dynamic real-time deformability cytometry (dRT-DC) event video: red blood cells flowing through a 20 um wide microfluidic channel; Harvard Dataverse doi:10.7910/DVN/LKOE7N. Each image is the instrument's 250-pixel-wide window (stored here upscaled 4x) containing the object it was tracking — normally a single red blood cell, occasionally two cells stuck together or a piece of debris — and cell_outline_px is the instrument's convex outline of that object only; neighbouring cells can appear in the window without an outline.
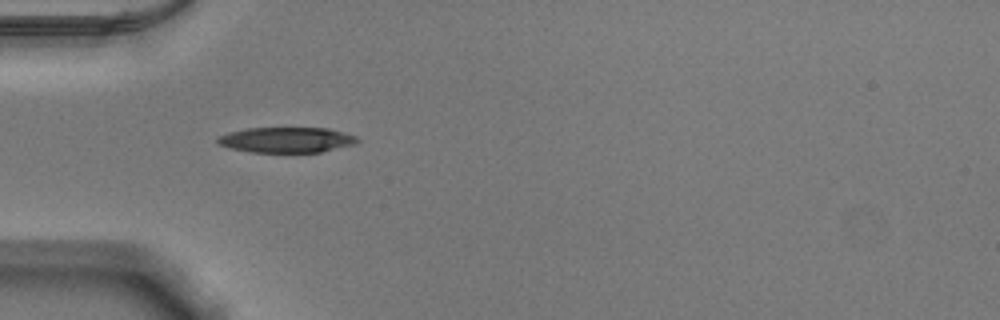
{"species": "Egyptian fruit bat (a non-hibernating species)", "species_latin": "Rousettus aegyptiacus", "temperature_condition": "warm", "stored_images_in_passage": 37, "camera_frame_rate_fps": 3000, "um_per_image_px": 0.085, "animal": {"sex": "male"}, "frame": {"image": 1, "passage_image": 1, "time_ms": 0.0, "image_size_px": [1000, 320], "cell_outline_px": [[360, 140], [352, 144], [320, 152], [252, 152], [232, 148], [216, 144], [216, 140], [220, 136], [228, 132], [248, 128], [328, 128], [356, 136]], "centroid_in_image_um": [24.32, 11.88], "position_along_channel_um": 60.7, "area_um2": 20.46}}
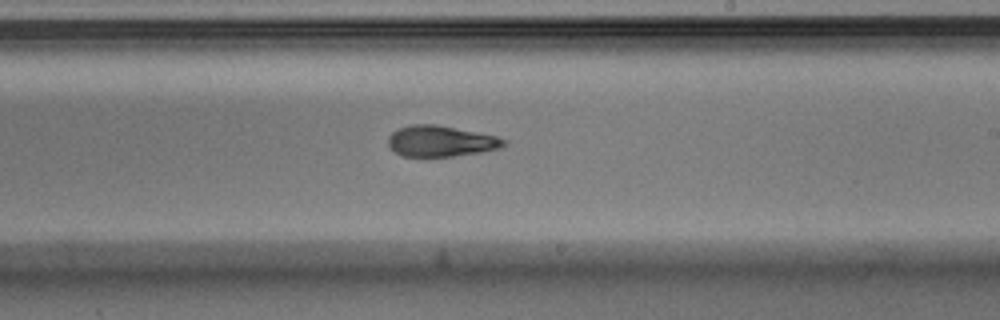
{"frame": {"image": 2, "passage_image": 16, "time_ms": 5.0, "image_size_px": [1000, 320], "cell_outline_px": [[508, 144], [500, 148], [480, 152], [452, 156], [404, 156], [396, 152], [388, 144], [388, 136], [392, 132], [400, 128], [412, 124], [436, 124], [496, 136], [508, 140]], "centroid_in_image_um": [37.49, 11.99], "position_along_channel_um": 251.5, "area_um2": 20.69}}
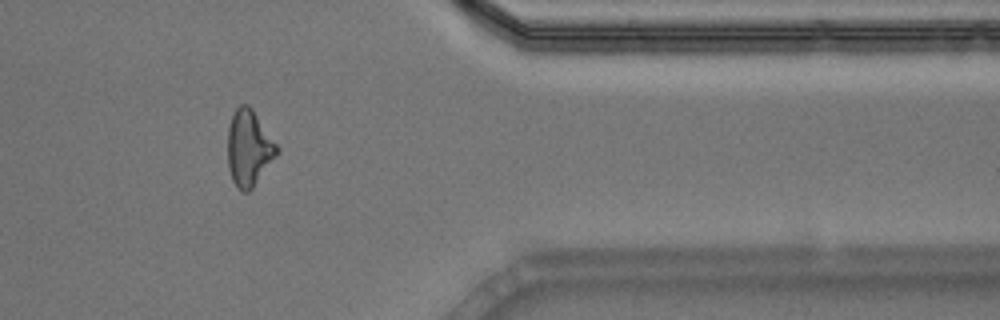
{"frame": {"image": 3, "passage_image": 28, "time_ms": 9.0, "image_size_px": [1000, 320], "cell_outline_px": [[280, 152], [252, 188], [248, 192], [244, 192], [236, 188], [232, 180], [228, 168], [228, 128], [232, 116], [236, 108], [240, 104], [248, 104], [252, 108], [280, 148]], "centroid_in_image_um": [21.17, 12.59], "position_along_channel_um": 390.2, "area_um2": 21.96}, "authors_computed_cell_mechanics": {"area_um2": 21.5016, "velocity_mm_per_s": 3.8734, "shape_relaxation_time_tau1_ms": 3.6722, "shape_relaxation_time_tau2_ms": 3.5786, "deformation_change_tau1": 0.1731, "deformation_change_tau2": 0.1383}}